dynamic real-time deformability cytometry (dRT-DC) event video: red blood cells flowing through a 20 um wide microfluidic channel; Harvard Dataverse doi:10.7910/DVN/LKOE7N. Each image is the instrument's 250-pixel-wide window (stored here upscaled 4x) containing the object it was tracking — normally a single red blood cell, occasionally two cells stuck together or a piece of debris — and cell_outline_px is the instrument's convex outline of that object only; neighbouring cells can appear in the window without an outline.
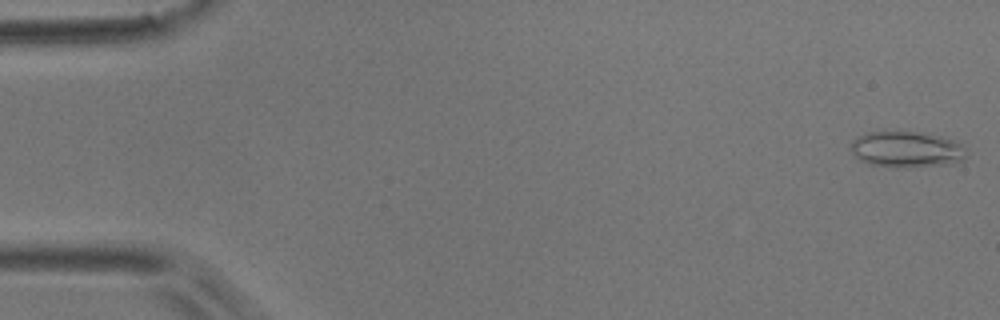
{"species": "common noctule bat (a hibernating species)", "species_latin": "Nyctalus noctula", "temperature_condition": "room temperature", "stored_images_in_passage": 5, "camera_frame_rate_fps": 3000, "um_per_image_px": 0.085, "animal": {"sex": "male", "body_mass_g": 17.9}, "frame": {"image": 1, "passage_image": 1, "time_ms": 0.0, "image_size_px": [1000, 320], "cell_outline_px": [[968, 156], [964, 160], [952, 164], [900, 168], [872, 164], [860, 160], [848, 148], [852, 140], [868, 132], [916, 132], [940, 136], [956, 140], [964, 144]], "centroid_in_image_um": [77.12, 12.71], "position_along_channel_um": 7.9, "area_um2": 24.57}}